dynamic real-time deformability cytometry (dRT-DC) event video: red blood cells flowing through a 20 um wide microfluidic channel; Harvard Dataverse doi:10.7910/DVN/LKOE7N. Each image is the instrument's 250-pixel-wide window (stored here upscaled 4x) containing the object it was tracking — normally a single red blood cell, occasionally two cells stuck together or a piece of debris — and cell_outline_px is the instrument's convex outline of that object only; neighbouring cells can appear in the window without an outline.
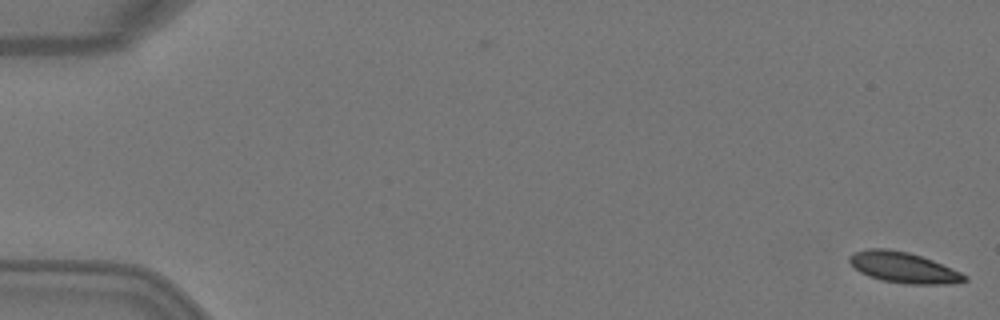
{"species": "Egyptian fruit bat (a non-hibernating species)", "species_latin": "Rousettus aegyptiacus", "temperature_condition": "warm", "stored_images_in_passage": 5, "camera_frame_rate_fps": 3000, "um_per_image_px": 0.085, "animal": {"sex": "female"}, "frame": {"image": 1, "passage_image": 1, "time_ms": 0.0, "image_size_px": [1000, 320], "cell_outline_px": [[968, 280], [956, 284], [904, 284], [880, 280], [868, 276], [860, 272], [848, 260], [848, 256], [852, 252], [868, 248], [888, 248], [908, 252], [932, 260], [952, 268], [968, 276]], "centroid_in_image_um": [76.79, 22.74], "position_along_channel_um": 8.2, "area_um2": 20.87}}
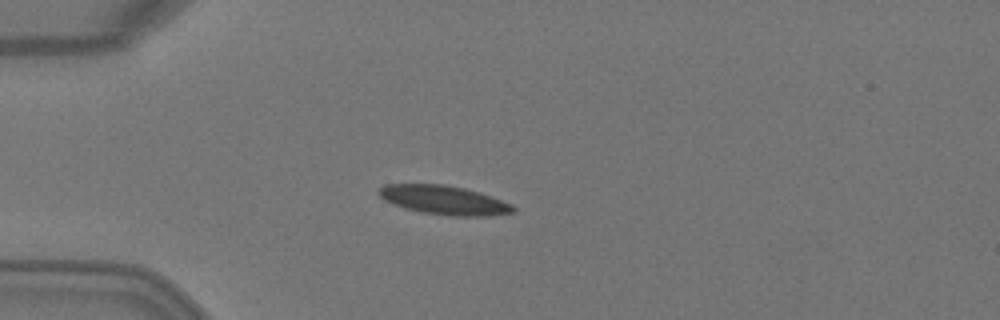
{"frame": {"image": 2, "passage_image": 4, "time_ms": 1.0, "image_size_px": [1000, 320], "cell_outline_px": [[516, 212], [492, 216], [448, 216], [420, 212], [404, 208], [392, 204], [384, 200], [376, 192], [384, 184], [444, 184], [464, 188], [480, 192], [492, 196], [512, 204], [516, 208]], "centroid_in_image_um": [37.76, 17.01], "position_along_channel_um": 47.2, "area_um2": 23.06}}